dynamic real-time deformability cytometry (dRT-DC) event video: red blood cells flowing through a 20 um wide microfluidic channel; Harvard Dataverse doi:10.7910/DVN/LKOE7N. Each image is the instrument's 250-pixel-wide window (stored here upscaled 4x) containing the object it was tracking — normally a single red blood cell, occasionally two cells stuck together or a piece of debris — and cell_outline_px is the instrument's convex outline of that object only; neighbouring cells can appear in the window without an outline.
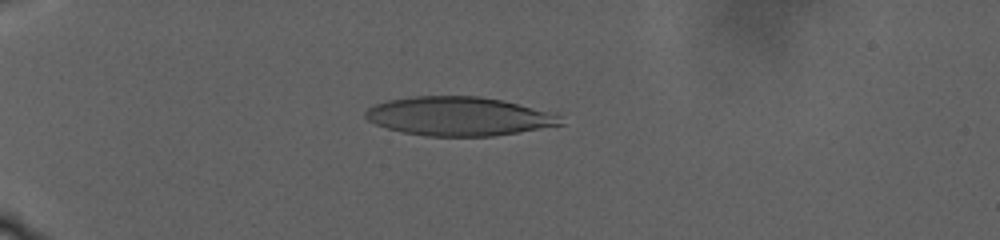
{"species": "human", "species_latin": "Homo sapiens", "temperature_condition": "warm", "stored_images_in_passage": 86, "camera_frame_rate_fps": 3000, "um_per_image_px": 0.085, "donor": {"sex": "male"}, "frame": {"image": 1, "passage_image": 20, "time_ms": 10.0, "image_size_px": [1000, 240], "cell_outline_px": [[564, 124], [492, 136], [424, 136], [400, 132], [376, 124], [368, 120], [364, 116], [364, 112], [368, 108], [376, 104], [388, 100], [416, 96], [480, 96], [504, 100], [560, 116]], "centroid_in_image_um": [38.93, 9.88], "position_along_channel_um": 46.1, "area_um2": 43.81}}
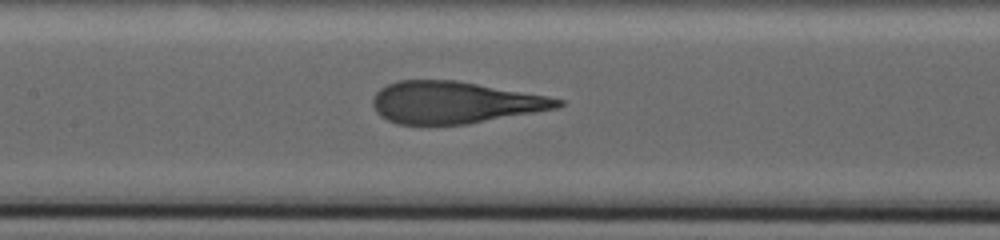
{"frame": {"image": 2, "passage_image": 47, "time_ms": 18.333, "image_size_px": [1000, 240], "cell_outline_px": [[564, 104], [556, 108], [536, 112], [468, 124], [396, 124], [380, 116], [376, 112], [372, 104], [372, 100], [376, 92], [380, 88], [388, 84], [400, 80], [456, 80], [544, 96], [564, 100]], "centroid_in_image_um": [38.59, 8.71], "position_along_channel_um": 168.8, "area_um2": 44.85}}
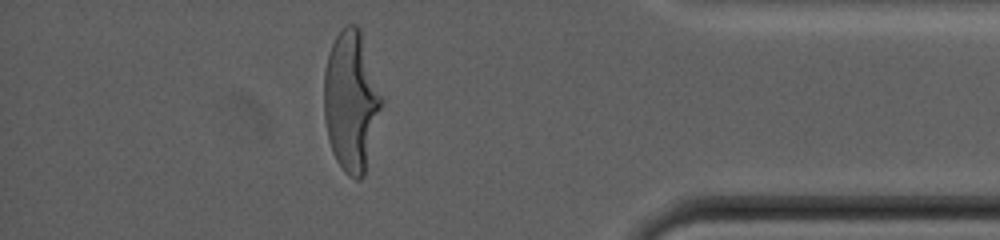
{"frame": {"image": 3, "passage_image": 74, "time_ms": 30.667, "image_size_px": [1000, 240], "cell_outline_px": [[384, 100], [364, 176], [360, 180], [356, 180], [348, 176], [344, 172], [336, 160], [332, 152], [328, 140], [324, 120], [324, 72], [328, 56], [332, 44], [336, 36], [344, 24], [356, 24], [360, 28]], "centroid_in_image_um": [29.85, 8.61], "position_along_channel_um": 405.3, "area_um2": 47.57}, "authors_computed_cell_mechanics": {"area_um2": 46.5001, "velocity_mm_per_s": 2.1205, "shape_relaxation_time_tau1_ms": 9.1458, "shape_relaxation_time_tau2_ms": null, "deformation_change_tau1": 0.2981, "deformation_change_tau2": null}}